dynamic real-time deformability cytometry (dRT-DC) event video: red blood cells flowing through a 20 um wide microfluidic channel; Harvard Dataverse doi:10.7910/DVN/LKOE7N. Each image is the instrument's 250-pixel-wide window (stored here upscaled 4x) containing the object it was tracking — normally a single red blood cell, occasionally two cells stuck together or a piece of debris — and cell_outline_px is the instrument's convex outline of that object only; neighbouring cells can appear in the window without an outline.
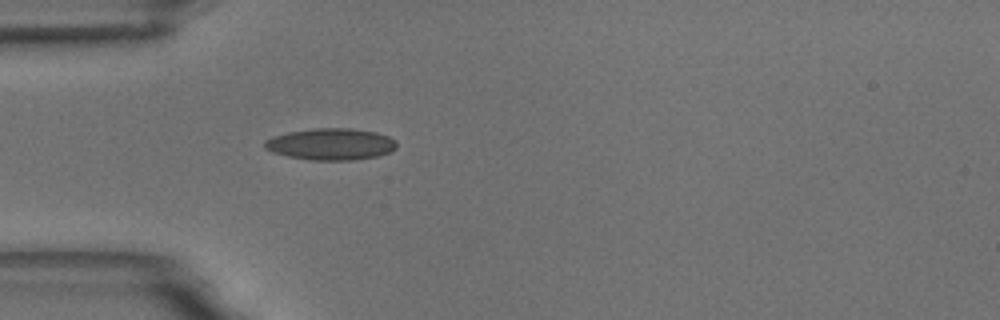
{"species": "common noctule bat (a hibernating species)", "species_latin": "Nyctalus noctula", "temperature_condition": "room temperature", "stored_images_in_passage": 1, "camera_frame_rate_fps": 3000, "um_per_image_px": 0.085, "animal": {"sex": "male", "body_mass_g": 18.8}, "frame": {"image": 1, "passage_image": 1, "time_ms": 0.0, "image_size_px": [1000, 320], "cell_outline_px": [[396, 148], [392, 152], [380, 156], [356, 160], [308, 160], [288, 156], [272, 152], [264, 148], [264, 140], [272, 136], [288, 132], [316, 128], [352, 128], [376, 132], [388, 136], [396, 140]], "centroid_in_image_um": [28.14, 12.26], "position_along_channel_um": 56.9, "area_um2": 24.68}}